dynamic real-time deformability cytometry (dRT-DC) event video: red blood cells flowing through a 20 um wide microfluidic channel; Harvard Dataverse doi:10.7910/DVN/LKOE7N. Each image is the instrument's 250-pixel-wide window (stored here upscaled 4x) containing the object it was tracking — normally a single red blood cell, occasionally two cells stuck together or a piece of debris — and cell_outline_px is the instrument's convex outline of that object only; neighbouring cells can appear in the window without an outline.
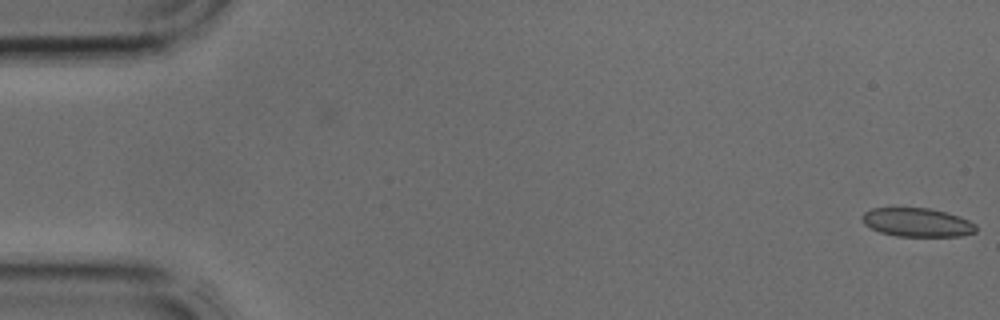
{"species": "common noctule bat (a hibernating species)", "species_latin": "Nyctalus noctula", "temperature_condition": "cold", "stored_images_in_passage": 3, "camera_frame_rate_fps": 3000, "um_per_image_px": 0.085, "animal": {"sex": "male", "body_mass_g": 17.9, "forearm_length_mm": 54.2}, "frame": {"image": 1, "passage_image": 1, "time_ms": 0.0, "image_size_px": [1000, 320], "cell_outline_px": [[976, 232], [960, 236], [896, 236], [880, 232], [864, 224], [860, 216], [864, 212], [872, 208], [928, 208], [944, 212], [968, 220], [976, 224]], "centroid_in_image_um": [77.93, 18.91], "position_along_channel_um": 7.1, "area_um2": 18.9}}
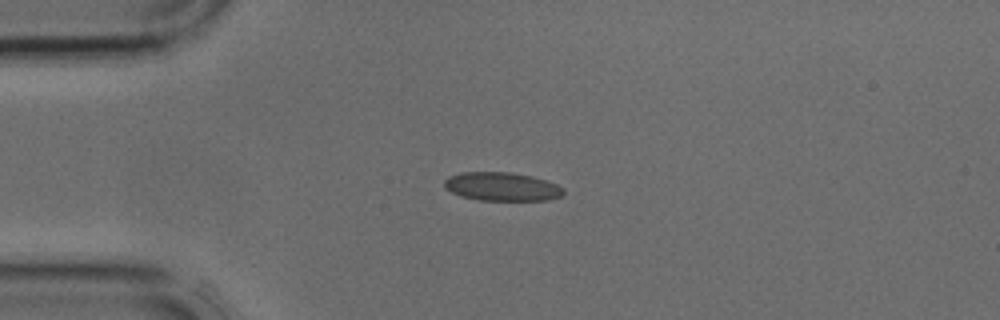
{"frame": {"image": 2, "passage_image": 3, "time_ms": 0.667, "image_size_px": [1000, 320], "cell_outline_px": [[564, 192], [560, 196], [548, 200], [480, 200], [460, 196], [444, 188], [444, 180], [448, 176], [460, 172], [508, 172], [532, 176], [556, 184], [564, 188]], "centroid_in_image_um": [42.62, 15.86], "position_along_channel_um": 42.4, "area_um2": 19.83}}